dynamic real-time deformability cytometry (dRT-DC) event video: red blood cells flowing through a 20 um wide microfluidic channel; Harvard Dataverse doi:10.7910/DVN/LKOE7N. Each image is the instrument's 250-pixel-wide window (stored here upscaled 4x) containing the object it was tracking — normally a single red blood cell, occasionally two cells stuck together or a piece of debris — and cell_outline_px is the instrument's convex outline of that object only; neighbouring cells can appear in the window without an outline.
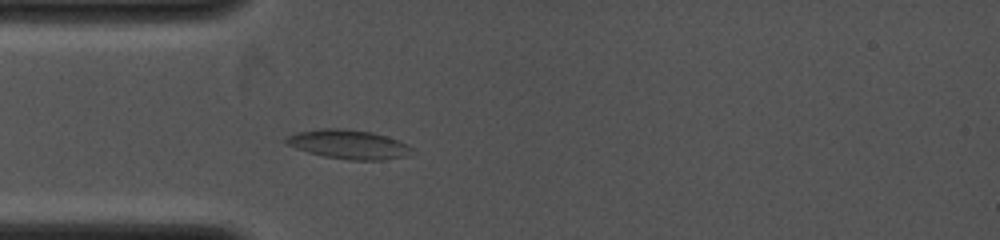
{"species": "common noctule bat (a hibernating species)", "species_latin": "Nyctalus noctula", "temperature_condition": "cold", "stored_images_in_passage": 30, "camera_frame_rate_fps": 4000, "um_per_image_px": 0.085, "animal": {"sex": "female", "body_mass_g": 19.0, "forearm_length_mm": 53.3}, "frame": {"image": 1, "passage_image": 4, "time_ms": 1.25, "image_size_px": [1000, 240], "cell_outline_px": [[412, 148], [408, 156], [384, 160], [348, 160], [324, 156], [308, 152], [296, 148], [288, 144], [284, 140], [288, 136], [296, 132], [320, 128], [344, 128], [372, 132], [388, 136], [408, 144]], "centroid_in_image_um": [29.65, 12.26], "position_along_channel_um": 55.4, "area_um2": 21.44}}
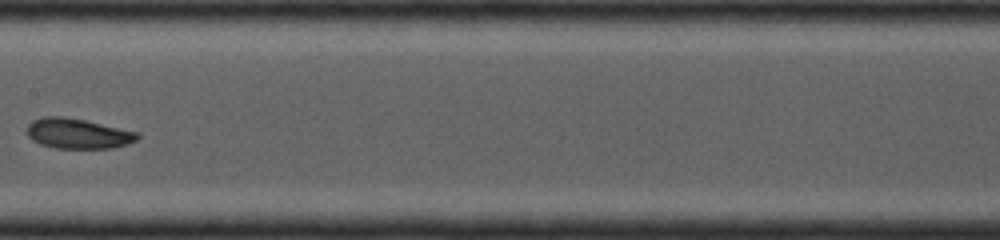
{"frame": {"image": 2, "passage_image": 13, "time_ms": 4.5, "image_size_px": [1000, 240], "cell_outline_px": [[140, 136], [136, 140], [128, 144], [112, 148], [56, 148], [40, 144], [32, 140], [28, 136], [28, 124], [32, 120], [44, 116], [64, 116], [84, 120], [140, 132]], "centroid_in_image_um": [6.63, 11.35], "position_along_channel_um": 200.8, "area_um2": 19.48}}
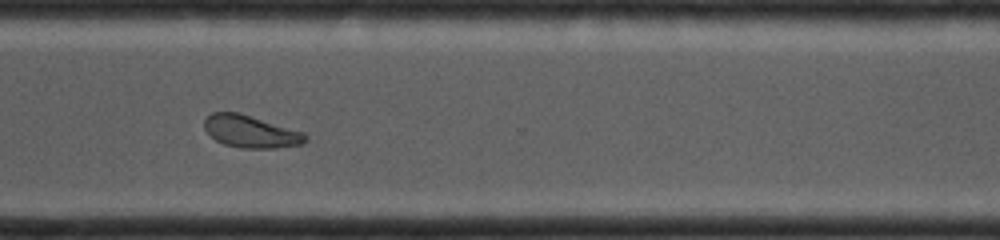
{"frame": {"image": 3, "passage_image": 24, "time_ms": 7.75, "image_size_px": [1000, 240], "cell_outline_px": [[308, 140], [304, 144], [276, 148], [240, 148], [224, 144], [216, 140], [204, 128], [204, 120], [212, 112], [240, 112], [304, 132], [308, 136]], "centroid_in_image_um": [21.35, 11.18], "position_along_channel_um": 349.2, "area_um2": 19.19}}